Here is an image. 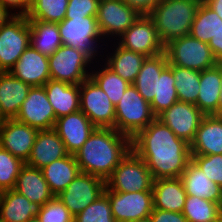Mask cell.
Instances as JSON below:
<instances>
[{"mask_svg": "<svg viewBox=\"0 0 222 222\" xmlns=\"http://www.w3.org/2000/svg\"><path fill=\"white\" fill-rule=\"evenodd\" d=\"M221 63L200 71V86L195 104L204 115H218Z\"/></svg>", "mask_w": 222, "mask_h": 222, "instance_id": "f1b7e54d", "label": "cell"}, {"mask_svg": "<svg viewBox=\"0 0 222 222\" xmlns=\"http://www.w3.org/2000/svg\"><path fill=\"white\" fill-rule=\"evenodd\" d=\"M168 65L165 52L146 57L133 85L138 93L149 103L157 95L158 79L162 70Z\"/></svg>", "mask_w": 222, "mask_h": 222, "instance_id": "4dcf8cb0", "label": "cell"}, {"mask_svg": "<svg viewBox=\"0 0 222 222\" xmlns=\"http://www.w3.org/2000/svg\"><path fill=\"white\" fill-rule=\"evenodd\" d=\"M68 0H33L26 14L28 20L59 23L66 16Z\"/></svg>", "mask_w": 222, "mask_h": 222, "instance_id": "74e56055", "label": "cell"}, {"mask_svg": "<svg viewBox=\"0 0 222 222\" xmlns=\"http://www.w3.org/2000/svg\"><path fill=\"white\" fill-rule=\"evenodd\" d=\"M213 222H222V214Z\"/></svg>", "mask_w": 222, "mask_h": 222, "instance_id": "db71d44e", "label": "cell"}, {"mask_svg": "<svg viewBox=\"0 0 222 222\" xmlns=\"http://www.w3.org/2000/svg\"><path fill=\"white\" fill-rule=\"evenodd\" d=\"M41 205L31 202L14 189L0 192V221L26 222L37 217Z\"/></svg>", "mask_w": 222, "mask_h": 222, "instance_id": "4316f807", "label": "cell"}, {"mask_svg": "<svg viewBox=\"0 0 222 222\" xmlns=\"http://www.w3.org/2000/svg\"><path fill=\"white\" fill-rule=\"evenodd\" d=\"M191 155L222 154V116L205 115L190 144Z\"/></svg>", "mask_w": 222, "mask_h": 222, "instance_id": "7402d4cb", "label": "cell"}, {"mask_svg": "<svg viewBox=\"0 0 222 222\" xmlns=\"http://www.w3.org/2000/svg\"><path fill=\"white\" fill-rule=\"evenodd\" d=\"M93 64L89 77L108 95L110 101L116 105L130 83L117 75L105 63L103 64L102 60Z\"/></svg>", "mask_w": 222, "mask_h": 222, "instance_id": "d6a6232c", "label": "cell"}, {"mask_svg": "<svg viewBox=\"0 0 222 222\" xmlns=\"http://www.w3.org/2000/svg\"><path fill=\"white\" fill-rule=\"evenodd\" d=\"M182 214L188 222H213L222 214V206L208 199L187 195Z\"/></svg>", "mask_w": 222, "mask_h": 222, "instance_id": "d590c367", "label": "cell"}, {"mask_svg": "<svg viewBox=\"0 0 222 222\" xmlns=\"http://www.w3.org/2000/svg\"><path fill=\"white\" fill-rule=\"evenodd\" d=\"M3 118L1 117V115H0V125H1V123L3 122Z\"/></svg>", "mask_w": 222, "mask_h": 222, "instance_id": "11a10c76", "label": "cell"}, {"mask_svg": "<svg viewBox=\"0 0 222 222\" xmlns=\"http://www.w3.org/2000/svg\"><path fill=\"white\" fill-rule=\"evenodd\" d=\"M152 222H188L185 216L180 212L164 211L153 209L150 214Z\"/></svg>", "mask_w": 222, "mask_h": 222, "instance_id": "ee69618b", "label": "cell"}, {"mask_svg": "<svg viewBox=\"0 0 222 222\" xmlns=\"http://www.w3.org/2000/svg\"><path fill=\"white\" fill-rule=\"evenodd\" d=\"M122 48L152 57L164 52L154 23L148 15H141L116 41Z\"/></svg>", "mask_w": 222, "mask_h": 222, "instance_id": "7c38bea8", "label": "cell"}, {"mask_svg": "<svg viewBox=\"0 0 222 222\" xmlns=\"http://www.w3.org/2000/svg\"><path fill=\"white\" fill-rule=\"evenodd\" d=\"M44 88L56 119L80 110V85L50 79Z\"/></svg>", "mask_w": 222, "mask_h": 222, "instance_id": "cb8c5ba5", "label": "cell"}, {"mask_svg": "<svg viewBox=\"0 0 222 222\" xmlns=\"http://www.w3.org/2000/svg\"><path fill=\"white\" fill-rule=\"evenodd\" d=\"M65 144L54 130L38 131L26 165L41 169L55 160L68 156Z\"/></svg>", "mask_w": 222, "mask_h": 222, "instance_id": "ffe728a7", "label": "cell"}, {"mask_svg": "<svg viewBox=\"0 0 222 222\" xmlns=\"http://www.w3.org/2000/svg\"><path fill=\"white\" fill-rule=\"evenodd\" d=\"M132 222H152V219L150 216H147V217L140 218V219L132 221Z\"/></svg>", "mask_w": 222, "mask_h": 222, "instance_id": "816d5d0a", "label": "cell"}, {"mask_svg": "<svg viewBox=\"0 0 222 222\" xmlns=\"http://www.w3.org/2000/svg\"><path fill=\"white\" fill-rule=\"evenodd\" d=\"M57 26L62 45L80 50L93 63L102 60L103 46L108 42L102 36L96 16L64 18V20L57 23Z\"/></svg>", "mask_w": 222, "mask_h": 222, "instance_id": "277c9868", "label": "cell"}, {"mask_svg": "<svg viewBox=\"0 0 222 222\" xmlns=\"http://www.w3.org/2000/svg\"><path fill=\"white\" fill-rule=\"evenodd\" d=\"M168 66L171 68L174 76L178 100L180 102L196 104L199 95L200 71L181 68L169 63Z\"/></svg>", "mask_w": 222, "mask_h": 222, "instance_id": "836d02e7", "label": "cell"}, {"mask_svg": "<svg viewBox=\"0 0 222 222\" xmlns=\"http://www.w3.org/2000/svg\"><path fill=\"white\" fill-rule=\"evenodd\" d=\"M100 0H68L65 18L97 16Z\"/></svg>", "mask_w": 222, "mask_h": 222, "instance_id": "7bdbcfd3", "label": "cell"}, {"mask_svg": "<svg viewBox=\"0 0 222 222\" xmlns=\"http://www.w3.org/2000/svg\"><path fill=\"white\" fill-rule=\"evenodd\" d=\"M204 116L195 104L178 101L156 118L168 126L178 138L191 144Z\"/></svg>", "mask_w": 222, "mask_h": 222, "instance_id": "2e32d148", "label": "cell"}, {"mask_svg": "<svg viewBox=\"0 0 222 222\" xmlns=\"http://www.w3.org/2000/svg\"><path fill=\"white\" fill-rule=\"evenodd\" d=\"M25 163L0 146V192L14 189Z\"/></svg>", "mask_w": 222, "mask_h": 222, "instance_id": "f35d334b", "label": "cell"}, {"mask_svg": "<svg viewBox=\"0 0 222 222\" xmlns=\"http://www.w3.org/2000/svg\"><path fill=\"white\" fill-rule=\"evenodd\" d=\"M38 131L16 119H4L0 125V146L26 163Z\"/></svg>", "mask_w": 222, "mask_h": 222, "instance_id": "e0dca14e", "label": "cell"}, {"mask_svg": "<svg viewBox=\"0 0 222 222\" xmlns=\"http://www.w3.org/2000/svg\"><path fill=\"white\" fill-rule=\"evenodd\" d=\"M141 15H148L162 0H123Z\"/></svg>", "mask_w": 222, "mask_h": 222, "instance_id": "bcb514c9", "label": "cell"}, {"mask_svg": "<svg viewBox=\"0 0 222 222\" xmlns=\"http://www.w3.org/2000/svg\"><path fill=\"white\" fill-rule=\"evenodd\" d=\"M14 190L41 206L55 197L44 179L42 170L26 164L19 172Z\"/></svg>", "mask_w": 222, "mask_h": 222, "instance_id": "484cf974", "label": "cell"}, {"mask_svg": "<svg viewBox=\"0 0 222 222\" xmlns=\"http://www.w3.org/2000/svg\"><path fill=\"white\" fill-rule=\"evenodd\" d=\"M74 222H116L107 194L104 192L92 204L77 214L74 217Z\"/></svg>", "mask_w": 222, "mask_h": 222, "instance_id": "ab89813d", "label": "cell"}, {"mask_svg": "<svg viewBox=\"0 0 222 222\" xmlns=\"http://www.w3.org/2000/svg\"><path fill=\"white\" fill-rule=\"evenodd\" d=\"M29 25L30 45L41 54L51 56L62 46L57 23L29 20Z\"/></svg>", "mask_w": 222, "mask_h": 222, "instance_id": "1f68e13d", "label": "cell"}, {"mask_svg": "<svg viewBox=\"0 0 222 222\" xmlns=\"http://www.w3.org/2000/svg\"><path fill=\"white\" fill-rule=\"evenodd\" d=\"M155 118L150 103L130 84L115 105V129L132 139Z\"/></svg>", "mask_w": 222, "mask_h": 222, "instance_id": "5b68a950", "label": "cell"}, {"mask_svg": "<svg viewBox=\"0 0 222 222\" xmlns=\"http://www.w3.org/2000/svg\"><path fill=\"white\" fill-rule=\"evenodd\" d=\"M29 45V20L14 15L0 27V72H9Z\"/></svg>", "mask_w": 222, "mask_h": 222, "instance_id": "ba28073f", "label": "cell"}, {"mask_svg": "<svg viewBox=\"0 0 222 222\" xmlns=\"http://www.w3.org/2000/svg\"><path fill=\"white\" fill-rule=\"evenodd\" d=\"M141 14L123 0H100L96 19L104 40L116 41Z\"/></svg>", "mask_w": 222, "mask_h": 222, "instance_id": "30bf717a", "label": "cell"}, {"mask_svg": "<svg viewBox=\"0 0 222 222\" xmlns=\"http://www.w3.org/2000/svg\"><path fill=\"white\" fill-rule=\"evenodd\" d=\"M48 61L51 79L75 85L89 78L93 65L80 50L65 45L48 56Z\"/></svg>", "mask_w": 222, "mask_h": 222, "instance_id": "9c48e42d", "label": "cell"}, {"mask_svg": "<svg viewBox=\"0 0 222 222\" xmlns=\"http://www.w3.org/2000/svg\"><path fill=\"white\" fill-rule=\"evenodd\" d=\"M9 73L33 86H44L51 79L48 56L29 45Z\"/></svg>", "mask_w": 222, "mask_h": 222, "instance_id": "d6986e66", "label": "cell"}, {"mask_svg": "<svg viewBox=\"0 0 222 222\" xmlns=\"http://www.w3.org/2000/svg\"><path fill=\"white\" fill-rule=\"evenodd\" d=\"M80 110L95 127L115 129V105L90 77L80 84Z\"/></svg>", "mask_w": 222, "mask_h": 222, "instance_id": "8fae6325", "label": "cell"}, {"mask_svg": "<svg viewBox=\"0 0 222 222\" xmlns=\"http://www.w3.org/2000/svg\"><path fill=\"white\" fill-rule=\"evenodd\" d=\"M13 16V12L0 3V27H2Z\"/></svg>", "mask_w": 222, "mask_h": 222, "instance_id": "681fc988", "label": "cell"}, {"mask_svg": "<svg viewBox=\"0 0 222 222\" xmlns=\"http://www.w3.org/2000/svg\"><path fill=\"white\" fill-rule=\"evenodd\" d=\"M208 45L218 63H222V27L217 34L212 37Z\"/></svg>", "mask_w": 222, "mask_h": 222, "instance_id": "7dc6e473", "label": "cell"}, {"mask_svg": "<svg viewBox=\"0 0 222 222\" xmlns=\"http://www.w3.org/2000/svg\"><path fill=\"white\" fill-rule=\"evenodd\" d=\"M202 1L162 0L149 14L165 46L170 41L189 35Z\"/></svg>", "mask_w": 222, "mask_h": 222, "instance_id": "3957f363", "label": "cell"}, {"mask_svg": "<svg viewBox=\"0 0 222 222\" xmlns=\"http://www.w3.org/2000/svg\"><path fill=\"white\" fill-rule=\"evenodd\" d=\"M191 161L222 188V154L191 155Z\"/></svg>", "mask_w": 222, "mask_h": 222, "instance_id": "60d3db41", "label": "cell"}, {"mask_svg": "<svg viewBox=\"0 0 222 222\" xmlns=\"http://www.w3.org/2000/svg\"><path fill=\"white\" fill-rule=\"evenodd\" d=\"M152 186L148 166L132 149L106 180V187L115 192L152 191Z\"/></svg>", "mask_w": 222, "mask_h": 222, "instance_id": "8992f818", "label": "cell"}, {"mask_svg": "<svg viewBox=\"0 0 222 222\" xmlns=\"http://www.w3.org/2000/svg\"><path fill=\"white\" fill-rule=\"evenodd\" d=\"M204 3L222 19V0H205Z\"/></svg>", "mask_w": 222, "mask_h": 222, "instance_id": "c3c4849f", "label": "cell"}, {"mask_svg": "<svg viewBox=\"0 0 222 222\" xmlns=\"http://www.w3.org/2000/svg\"><path fill=\"white\" fill-rule=\"evenodd\" d=\"M51 192L57 196L81 172L74 155L69 154L41 168Z\"/></svg>", "mask_w": 222, "mask_h": 222, "instance_id": "f546056e", "label": "cell"}, {"mask_svg": "<svg viewBox=\"0 0 222 222\" xmlns=\"http://www.w3.org/2000/svg\"><path fill=\"white\" fill-rule=\"evenodd\" d=\"M33 0H0L14 15H26L32 6Z\"/></svg>", "mask_w": 222, "mask_h": 222, "instance_id": "f6af8a7d", "label": "cell"}, {"mask_svg": "<svg viewBox=\"0 0 222 222\" xmlns=\"http://www.w3.org/2000/svg\"><path fill=\"white\" fill-rule=\"evenodd\" d=\"M164 52L169 64L181 68L203 71L218 63L208 43L190 35L170 41L164 46Z\"/></svg>", "mask_w": 222, "mask_h": 222, "instance_id": "52a82bcc", "label": "cell"}, {"mask_svg": "<svg viewBox=\"0 0 222 222\" xmlns=\"http://www.w3.org/2000/svg\"><path fill=\"white\" fill-rule=\"evenodd\" d=\"M180 179L187 195L208 199L222 206V188L212 182L191 160Z\"/></svg>", "mask_w": 222, "mask_h": 222, "instance_id": "83f0119b", "label": "cell"}, {"mask_svg": "<svg viewBox=\"0 0 222 222\" xmlns=\"http://www.w3.org/2000/svg\"><path fill=\"white\" fill-rule=\"evenodd\" d=\"M131 149L144 160L153 180L181 177L191 160L190 144L157 118L131 139Z\"/></svg>", "mask_w": 222, "mask_h": 222, "instance_id": "6da1fadb", "label": "cell"}, {"mask_svg": "<svg viewBox=\"0 0 222 222\" xmlns=\"http://www.w3.org/2000/svg\"><path fill=\"white\" fill-rule=\"evenodd\" d=\"M95 128L81 110L58 118L54 126L67 152L72 155L83 146Z\"/></svg>", "mask_w": 222, "mask_h": 222, "instance_id": "ac0fdd59", "label": "cell"}, {"mask_svg": "<svg viewBox=\"0 0 222 222\" xmlns=\"http://www.w3.org/2000/svg\"><path fill=\"white\" fill-rule=\"evenodd\" d=\"M221 27L222 19L204 2H201L189 35L202 42L209 43Z\"/></svg>", "mask_w": 222, "mask_h": 222, "instance_id": "e575fe53", "label": "cell"}, {"mask_svg": "<svg viewBox=\"0 0 222 222\" xmlns=\"http://www.w3.org/2000/svg\"><path fill=\"white\" fill-rule=\"evenodd\" d=\"M37 218L40 222H74V216L57 196L41 206Z\"/></svg>", "mask_w": 222, "mask_h": 222, "instance_id": "b9f144b4", "label": "cell"}, {"mask_svg": "<svg viewBox=\"0 0 222 222\" xmlns=\"http://www.w3.org/2000/svg\"><path fill=\"white\" fill-rule=\"evenodd\" d=\"M106 181L88 173L79 175L57 197L75 217L104 193Z\"/></svg>", "mask_w": 222, "mask_h": 222, "instance_id": "5bb4252c", "label": "cell"}, {"mask_svg": "<svg viewBox=\"0 0 222 222\" xmlns=\"http://www.w3.org/2000/svg\"><path fill=\"white\" fill-rule=\"evenodd\" d=\"M39 131L54 129L56 116L44 86H33L15 118Z\"/></svg>", "mask_w": 222, "mask_h": 222, "instance_id": "9a60e30c", "label": "cell"}, {"mask_svg": "<svg viewBox=\"0 0 222 222\" xmlns=\"http://www.w3.org/2000/svg\"><path fill=\"white\" fill-rule=\"evenodd\" d=\"M31 87L9 72H0V115L3 119L16 118Z\"/></svg>", "mask_w": 222, "mask_h": 222, "instance_id": "603a6c76", "label": "cell"}, {"mask_svg": "<svg viewBox=\"0 0 222 222\" xmlns=\"http://www.w3.org/2000/svg\"><path fill=\"white\" fill-rule=\"evenodd\" d=\"M131 150V138L114 128L96 127L74 154L81 172L107 180Z\"/></svg>", "mask_w": 222, "mask_h": 222, "instance_id": "7a4b0ae2", "label": "cell"}, {"mask_svg": "<svg viewBox=\"0 0 222 222\" xmlns=\"http://www.w3.org/2000/svg\"><path fill=\"white\" fill-rule=\"evenodd\" d=\"M116 222H132L150 216L154 209L153 191L115 192L105 187Z\"/></svg>", "mask_w": 222, "mask_h": 222, "instance_id": "4fadbf2b", "label": "cell"}, {"mask_svg": "<svg viewBox=\"0 0 222 222\" xmlns=\"http://www.w3.org/2000/svg\"><path fill=\"white\" fill-rule=\"evenodd\" d=\"M152 191L154 209L182 213L187 194L180 177L153 180Z\"/></svg>", "mask_w": 222, "mask_h": 222, "instance_id": "d4e9b609", "label": "cell"}, {"mask_svg": "<svg viewBox=\"0 0 222 222\" xmlns=\"http://www.w3.org/2000/svg\"><path fill=\"white\" fill-rule=\"evenodd\" d=\"M26 222H40V220L37 217H34V218L27 220Z\"/></svg>", "mask_w": 222, "mask_h": 222, "instance_id": "f5cc1de1", "label": "cell"}, {"mask_svg": "<svg viewBox=\"0 0 222 222\" xmlns=\"http://www.w3.org/2000/svg\"><path fill=\"white\" fill-rule=\"evenodd\" d=\"M218 115L222 116V63H221L220 93H219V100H218Z\"/></svg>", "mask_w": 222, "mask_h": 222, "instance_id": "f907efd6", "label": "cell"}, {"mask_svg": "<svg viewBox=\"0 0 222 222\" xmlns=\"http://www.w3.org/2000/svg\"><path fill=\"white\" fill-rule=\"evenodd\" d=\"M171 68L167 65L158 79L157 95L150 103L153 114L157 117L164 110L178 102L177 89Z\"/></svg>", "mask_w": 222, "mask_h": 222, "instance_id": "8d00e7d4", "label": "cell"}, {"mask_svg": "<svg viewBox=\"0 0 222 222\" xmlns=\"http://www.w3.org/2000/svg\"><path fill=\"white\" fill-rule=\"evenodd\" d=\"M109 43H111L110 46L108 45ZM109 43H107L103 49V63H105L124 80L128 81L130 84H133L141 69L143 61L146 59V56L137 52L126 50L119 46L115 41L113 43L112 41ZM108 46L110 47V51Z\"/></svg>", "mask_w": 222, "mask_h": 222, "instance_id": "44dd1931", "label": "cell"}]
</instances>
